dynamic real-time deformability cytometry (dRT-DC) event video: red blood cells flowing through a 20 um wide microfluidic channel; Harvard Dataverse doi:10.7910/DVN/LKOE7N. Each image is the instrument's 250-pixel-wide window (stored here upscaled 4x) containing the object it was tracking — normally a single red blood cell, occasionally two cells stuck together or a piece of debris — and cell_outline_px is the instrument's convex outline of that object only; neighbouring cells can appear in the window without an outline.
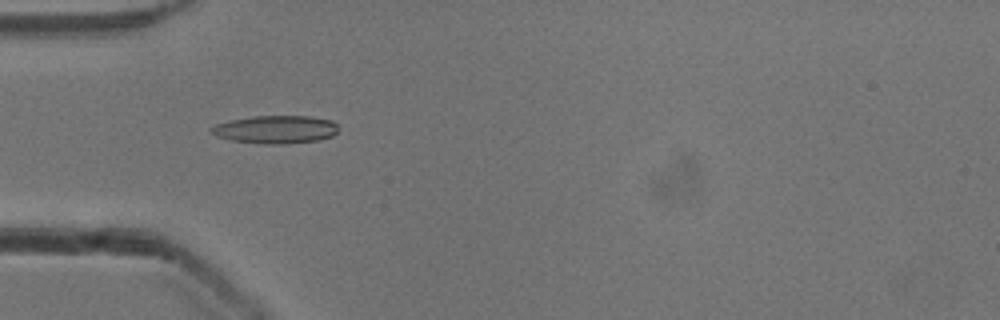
{"species": "common noctule bat (a hibernating species)", "species_latin": "Nyctalus noctula", "temperature_condition": "cold", "stored_images_in_passage": 52, "camera_frame_rate_fps": 3000, "um_per_image_px": 0.085, "animal": {"sex": "male", "body_mass_g": 13.3}, "frame": {"image": 1, "passage_image": 16, "time_ms": 5.0, "image_size_px": [1000, 320], "cell_outline_px": [[336, 132], [332, 136], [316, 140], [280, 144], [260, 144], [232, 140], [216, 136], [208, 132], [208, 128], [216, 124], [232, 120], [252, 116], [308, 116], [332, 120], [336, 124]], "centroid_in_image_um": [23.36, 11.0], "position_along_channel_um": 61.6, "area_um2": 20.63}}
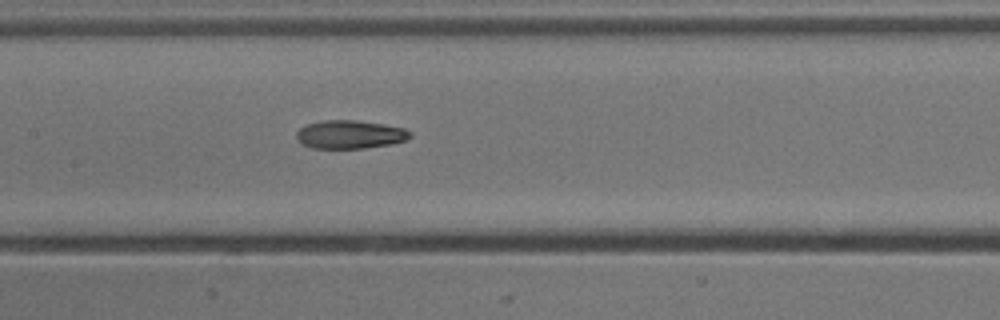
{"frame": {"image": 2, "passage_image": 25, "time_ms": 8.0, "image_size_px": [1000, 320], "cell_outline_px": [[412, 136], [404, 140], [392, 144], [364, 148], [312, 148], [300, 144], [296, 140], [296, 132], [304, 124], [324, 120], [356, 120], [384, 124], [404, 128], [412, 132]], "centroid_in_image_um": [29.71, 11.42], "position_along_channel_um": 177.7, "area_um2": 19.02}}
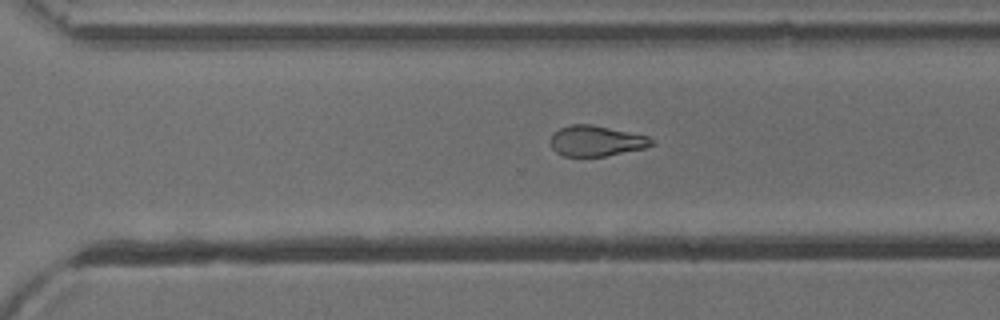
{"frame": {"image": 3, "passage_image": 36, "time_ms": 11.667, "image_size_px": [1000, 320], "cell_outline_px": [[656, 144], [644, 148], [604, 156], [564, 156], [556, 152], [552, 148], [552, 132], [568, 124], [592, 124], [648, 136]], "centroid_in_image_um": [50.67, 11.97], "position_along_channel_um": 319.9, "area_um2": 17.92}, "authors_computed_cell_mechanics": {"area_um2": 19.652, "velocity_mm_per_s": 3.9055, "shape_relaxation_time_tau1_ms": 6.3116, "shape_relaxation_time_tau2_ms": 4.5924, "deformation_change_tau1": 0.1841, "deformation_change_tau2": 0.1174}}